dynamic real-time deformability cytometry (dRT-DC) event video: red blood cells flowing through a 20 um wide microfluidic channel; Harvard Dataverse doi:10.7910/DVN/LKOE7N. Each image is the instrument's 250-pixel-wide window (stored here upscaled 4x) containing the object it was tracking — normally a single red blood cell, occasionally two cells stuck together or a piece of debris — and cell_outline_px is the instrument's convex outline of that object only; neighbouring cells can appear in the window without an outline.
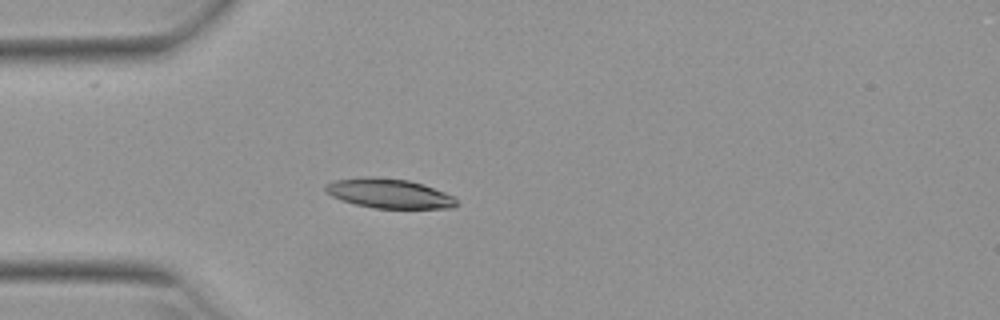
{"species": "Egyptian fruit bat (a non-hibernating species)", "species_latin": "Rousettus aegyptiacus", "temperature_condition": "warm", "stored_images_in_passage": 38, "camera_frame_rate_fps": 3000, "um_per_image_px": 0.085, "animal": {"sex": "female"}, "frame": {"image": 1, "passage_image": 1, "time_ms": 0.0, "image_size_px": [1000, 320], "cell_outline_px": [[460, 204], [452, 208], [376, 208], [356, 204], [340, 200], [324, 192], [324, 188], [328, 184], [336, 180], [364, 176], [376, 176], [408, 180], [424, 184], [456, 196]], "centroid_in_image_um": [33.12, 16.44], "position_along_channel_um": 51.9, "area_um2": 22.83}}
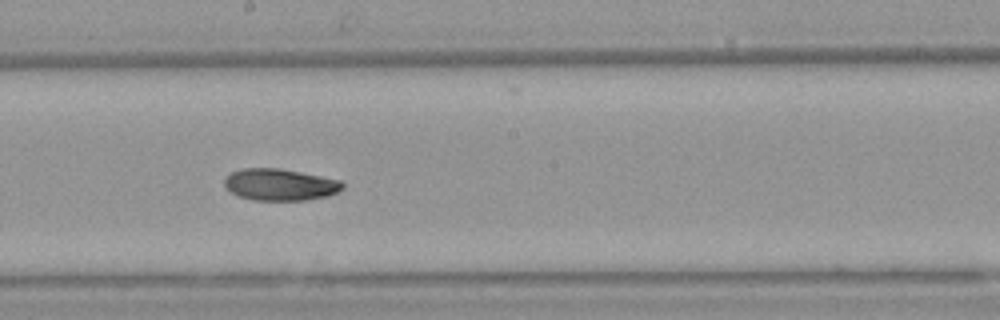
{"frame": {"image": 2, "passage_image": 15, "time_ms": 4.667, "image_size_px": [1000, 320], "cell_outline_px": [[344, 188], [328, 196], [304, 200], [252, 200], [236, 196], [224, 184], [224, 180], [232, 172], [244, 168], [280, 168], [340, 180], [344, 184]], "centroid_in_image_um": [23.8, 15.7], "position_along_channel_um": 224.4, "area_um2": 21.73}}
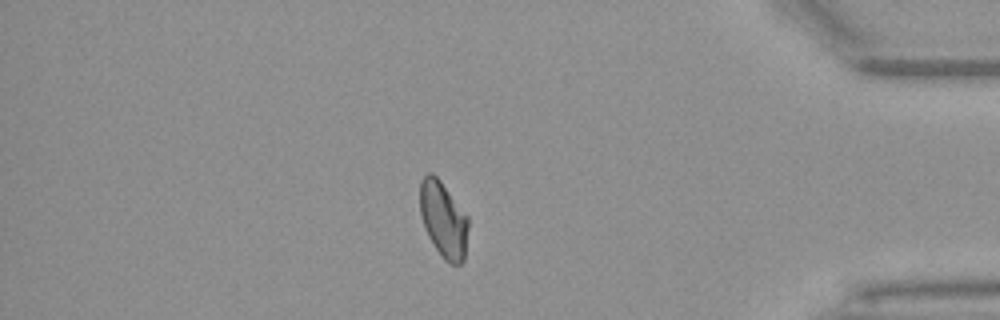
{"frame": {"image": 3, "passage_image": 31, "time_ms": 10.0, "image_size_px": [1000, 320], "cell_outline_px": [[468, 228], [464, 260], [460, 264], [448, 264], [444, 260], [428, 236], [420, 212], [420, 180], [428, 172], [432, 172], [440, 180], [468, 216]], "centroid_in_image_um": [37.69, 18.66], "position_along_channel_um": 397.5, "area_um2": 21.33}, "authors_computed_cell_mechanics": {"area_um2": 22.0507, "velocity_mm_per_s": 3.9147, "shape_relaxation_time_tau1_ms": 9.8238, "shape_relaxation_time_tau2_ms": 9.3471, "deformation_change_tau1": 0.2197, "deformation_change_tau2": 0.1246}}